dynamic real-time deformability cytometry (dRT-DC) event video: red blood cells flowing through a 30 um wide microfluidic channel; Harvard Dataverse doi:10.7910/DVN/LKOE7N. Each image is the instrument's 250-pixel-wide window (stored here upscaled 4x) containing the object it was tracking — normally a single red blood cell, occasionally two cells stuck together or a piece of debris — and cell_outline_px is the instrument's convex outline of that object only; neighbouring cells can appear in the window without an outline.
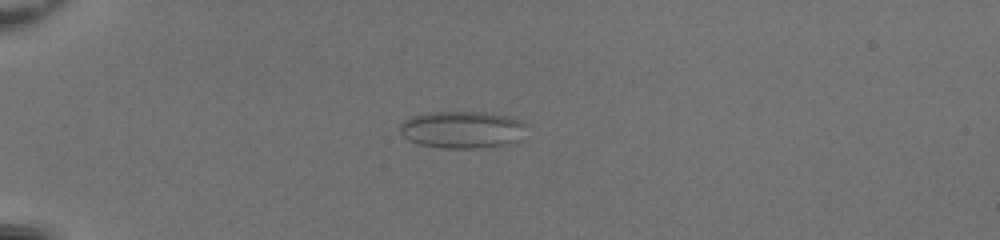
{"species": "common noctule bat (a hibernating species)", "species_latin": "Nyctalus noctula", "temperature_condition": "room temperature", "stored_images_in_passage": 42, "camera_frame_rate_fps": 3000, "um_per_image_px": 0.085, "animal": {"sex": "female", "body_mass_g": 20.0, "forearm_length_mm": 54.0}, "frame": {"image": 1, "passage_image": 6, "time_ms": 1.667, "image_size_px": [1000, 240], "cell_outline_px": [[528, 124], [516, 140], [504, 144], [476, 148], [444, 148], [420, 144], [408, 140], [400, 132], [400, 124], [404, 120], [412, 116], [432, 112], [488, 112], [508, 116], [520, 120]], "centroid_in_image_um": [39.25, 11.0], "position_along_channel_um": 45.7, "area_um2": 27.11}}
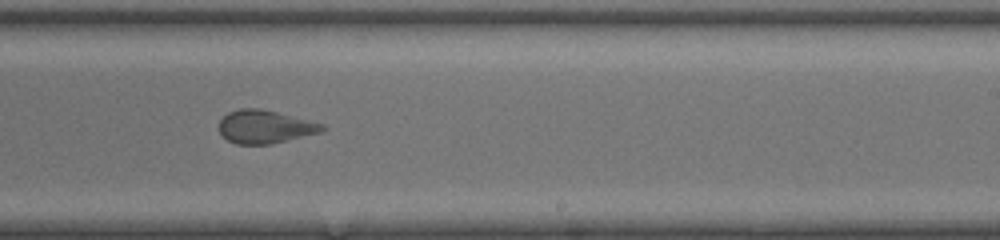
{"frame": {"image": 2, "passage_image": 25, "time_ms": 8.0, "image_size_px": [1000, 240], "cell_outline_px": [[324, 128], [320, 132], [272, 144], [236, 144], [228, 140], [220, 132], [220, 120], [228, 112], [240, 108], [260, 108], [324, 124]], "centroid_in_image_um": [22.5, 10.77], "position_along_channel_um": 266.5, "area_um2": 19.65}}
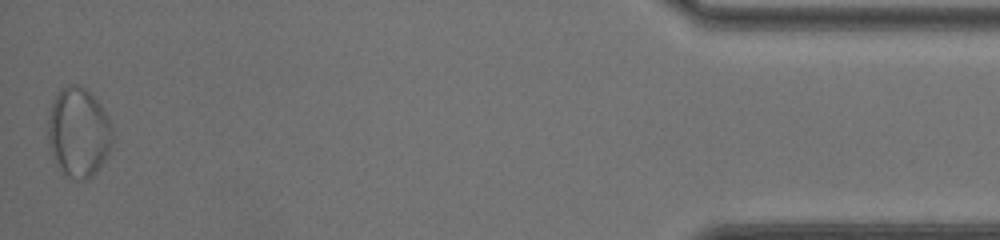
{"frame": {"image": 3, "passage_image": 42, "time_ms": 13.667, "image_size_px": [1000, 240], "cell_outline_px": [[112, 140], [108, 152], [104, 160], [92, 176], [84, 180], [80, 180], [68, 176], [56, 164], [48, 140], [48, 120], [52, 100], [60, 88], [68, 84], [76, 84], [84, 88], [104, 108], [108, 116], [112, 128]], "centroid_in_image_um": [6.67, 11.22], "position_along_channel_um": 428.5, "area_um2": 33.41}, "authors_computed_cell_mechanics": {"area_um2": 23.4379, "velocity_mm_per_s": 4.1492, "shape_relaxation_time_tau1_ms": null, "shape_relaxation_time_tau2_ms": 0.6991, "deformation_change_tau1": null, "deformation_change_tau2": 0.0785}}